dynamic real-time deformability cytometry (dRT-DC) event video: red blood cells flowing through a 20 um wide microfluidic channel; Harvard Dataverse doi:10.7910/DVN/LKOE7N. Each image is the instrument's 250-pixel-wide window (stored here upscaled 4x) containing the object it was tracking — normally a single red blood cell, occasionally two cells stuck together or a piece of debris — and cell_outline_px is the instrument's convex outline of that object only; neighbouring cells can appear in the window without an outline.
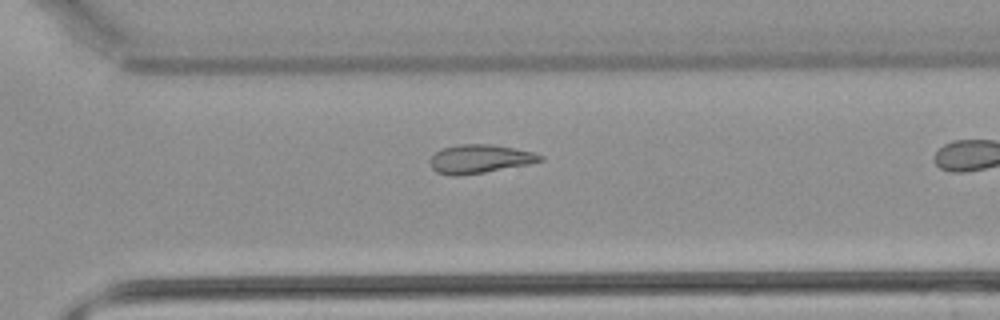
{"species": "common noctule bat (a hibernating species)", "species_latin": "Nyctalus noctula", "temperature_condition": "warm", "stored_images_in_passage": 23, "camera_frame_rate_fps": 3000, "um_per_image_px": 0.085, "animal": {"sex": "male", "body_mass_g": 21.5, "forearm_length_mm": 52.0}, "frame": {"image": 1, "passage_image": 20, "time_ms": 6.333, "image_size_px": [1000, 320], "cell_outline_px": [[544, 160], [528, 164], [484, 172], [460, 176], [452, 176], [436, 172], [432, 168], [432, 156], [436, 152], [444, 148], [456, 144], [492, 144], [532, 152], [544, 156]], "centroid_in_image_um": [40.78, 13.51], "position_along_channel_um": 329.8, "area_um2": 18.15}}